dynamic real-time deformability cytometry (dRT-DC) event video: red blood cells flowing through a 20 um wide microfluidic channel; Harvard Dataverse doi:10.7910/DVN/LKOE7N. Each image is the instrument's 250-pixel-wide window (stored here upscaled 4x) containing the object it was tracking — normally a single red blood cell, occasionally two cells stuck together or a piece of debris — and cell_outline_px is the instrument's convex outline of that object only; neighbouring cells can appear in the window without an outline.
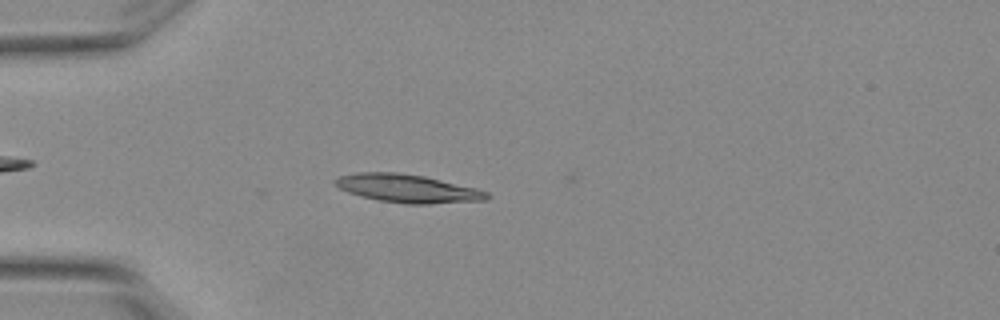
{"species": "Egyptian fruit bat (a non-hibernating species)", "species_latin": "Rousettus aegyptiacus", "temperature_condition": "warm", "stored_images_in_passage": 4, "camera_frame_rate_fps": 3000, "um_per_image_px": 0.085, "animal": {"sex": "female"}, "frame": {"image": 1, "passage_image": 4, "time_ms": 1.0, "image_size_px": [1000, 320], "cell_outline_px": [[492, 196], [488, 200], [428, 204], [408, 204], [380, 200], [348, 192], [340, 188], [332, 180], [340, 176], [356, 172], [396, 172], [424, 176], [476, 188], [488, 192]], "centroid_in_image_um": [34.69, 16.02], "position_along_channel_um": 50.3, "area_um2": 24.8}}